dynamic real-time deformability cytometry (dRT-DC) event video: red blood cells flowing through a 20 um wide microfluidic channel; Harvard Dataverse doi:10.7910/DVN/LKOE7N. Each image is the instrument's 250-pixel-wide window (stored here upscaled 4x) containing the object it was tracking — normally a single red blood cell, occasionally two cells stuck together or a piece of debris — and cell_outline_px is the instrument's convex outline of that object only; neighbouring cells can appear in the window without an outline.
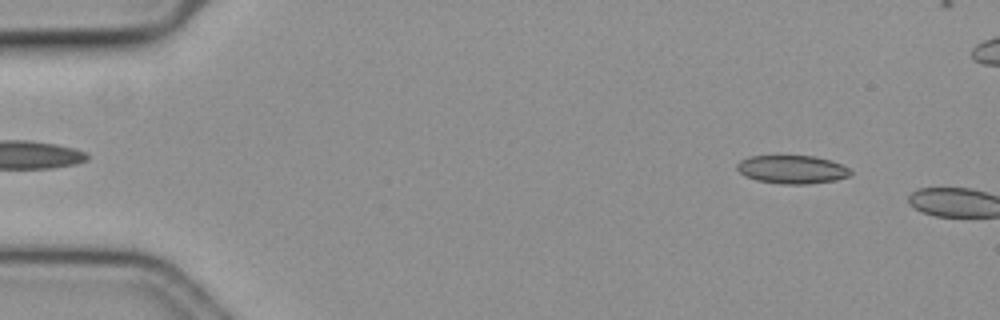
{"species": "common noctule bat (a hibernating species)", "species_latin": "Nyctalus noctula", "temperature_condition": "cold", "stored_images_in_passage": 8, "camera_frame_rate_fps": 3000, "um_per_image_px": 0.085, "animal": {"sex": "female", "body_mass_g": 19.3, "forearm_length_mm": 54.1}, "frame": {"image": 1, "passage_image": 6, "time_ms": 1.667, "image_size_px": [1000, 320], "cell_outline_px": [[852, 172], [848, 176], [832, 180], [808, 184], [784, 184], [756, 180], [744, 176], [736, 168], [736, 164], [740, 160], [748, 156], [776, 152], [816, 156], [832, 160], [848, 168]], "centroid_in_image_um": [67.24, 14.33], "position_along_channel_um": 17.8, "area_um2": 19.65}}